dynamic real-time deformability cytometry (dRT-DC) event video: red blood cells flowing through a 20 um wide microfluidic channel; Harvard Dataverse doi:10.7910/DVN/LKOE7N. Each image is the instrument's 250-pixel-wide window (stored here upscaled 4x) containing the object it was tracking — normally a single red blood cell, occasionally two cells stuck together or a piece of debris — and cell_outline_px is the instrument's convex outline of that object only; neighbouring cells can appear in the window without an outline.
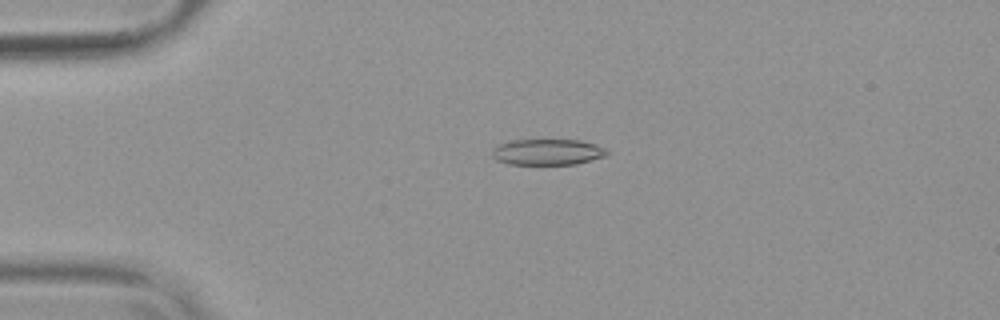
{"species": "common noctule bat (a hibernating species)", "species_latin": "Nyctalus noctula", "temperature_condition": "warm", "stored_images_in_passage": 54, "camera_frame_rate_fps": 3000, "um_per_image_px": 0.085, "animal": {"sex": "female", "body_mass_g": 19.9}, "frame": {"image": 1, "passage_image": 13, "time_ms": 4.0, "image_size_px": [1000, 320], "cell_outline_px": [[612, 152], [604, 156], [576, 164], [508, 164], [496, 160], [492, 156], [492, 148], [508, 140], [580, 140], [596, 144]], "centroid_in_image_um": [46.53, 12.91], "position_along_channel_um": 38.5, "area_um2": 17.46}}
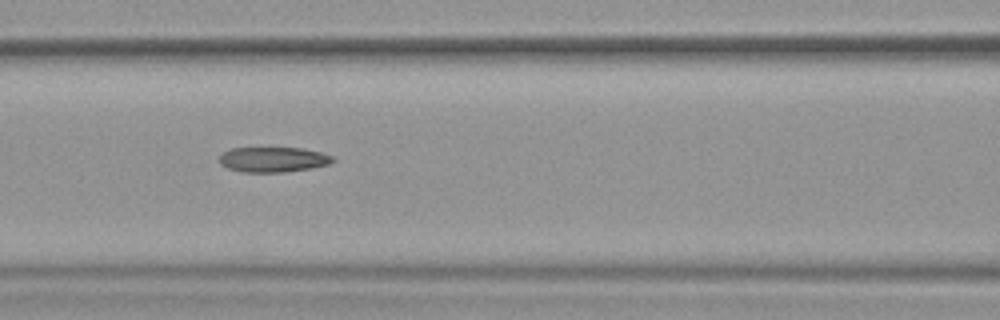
{"frame": {"image": 2, "passage_image": 24, "time_ms": 7.667, "image_size_px": [1000, 320], "cell_outline_px": [[336, 160], [328, 164], [312, 168], [284, 172], [244, 172], [228, 168], [220, 164], [220, 156], [224, 152], [232, 148], [300, 148], [320, 152], [332, 156]], "centroid_in_image_um": [23.23, 13.56], "position_along_channel_um": 143.4, "area_um2": 16.47}}
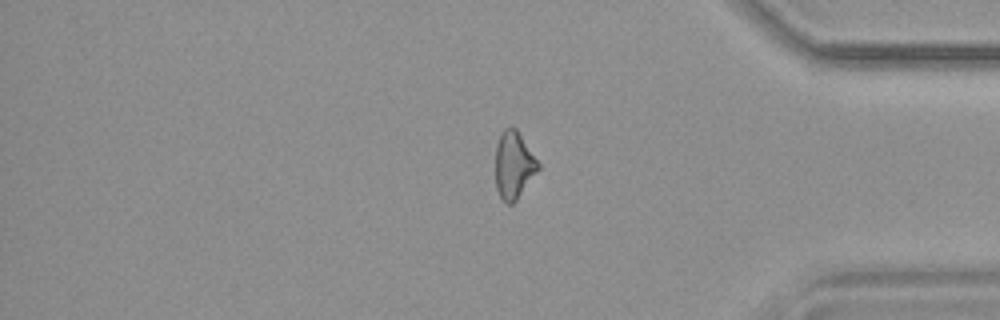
{"frame": {"image": 3, "passage_image": 45, "time_ms": 14.667, "image_size_px": [1000, 320], "cell_outline_px": [[540, 168], [516, 200], [512, 204], [504, 204], [496, 188], [496, 144], [504, 128], [516, 128], [540, 164]], "centroid_in_image_um": [43.66, 14.06], "position_along_channel_um": 391.5, "area_um2": 16.59}, "authors_computed_cell_mechanics": {"area_um2": 17.6579, "velocity_mm_per_s": 3.8339, "shape_relaxation_time_tau1_ms": null, "shape_relaxation_time_tau2_ms": 6.1277, "deformation_change_tau1": null, "deformation_change_tau2": 0.1637}}